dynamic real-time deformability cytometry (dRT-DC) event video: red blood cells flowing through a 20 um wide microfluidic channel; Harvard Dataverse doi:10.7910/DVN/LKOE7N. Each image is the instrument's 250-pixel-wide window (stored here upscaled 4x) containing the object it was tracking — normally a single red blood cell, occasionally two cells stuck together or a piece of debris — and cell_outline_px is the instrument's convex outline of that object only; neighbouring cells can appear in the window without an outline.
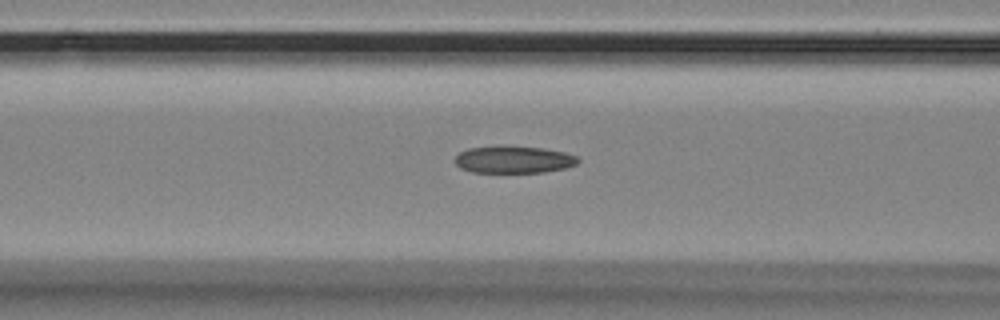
{"species": "Egyptian fruit bat (a non-hibernating species)", "species_latin": "Rousettus aegyptiacus", "temperature_condition": "room temperature", "stored_images_in_passage": 23, "camera_frame_rate_fps": 3000, "um_per_image_px": 0.085, "animal": {"sex": "female"}, "frame": {"image": 1, "passage_image": 5, "time_ms": 1.333, "image_size_px": [1000, 320], "cell_outline_px": [[580, 160], [576, 164], [564, 168], [544, 172], [472, 172], [460, 168], [456, 164], [456, 156], [460, 152], [468, 148], [540, 148], [564, 152], [576, 156]], "centroid_in_image_um": [43.68, 13.6], "position_along_channel_um": 122.9, "area_um2": 18.61}}